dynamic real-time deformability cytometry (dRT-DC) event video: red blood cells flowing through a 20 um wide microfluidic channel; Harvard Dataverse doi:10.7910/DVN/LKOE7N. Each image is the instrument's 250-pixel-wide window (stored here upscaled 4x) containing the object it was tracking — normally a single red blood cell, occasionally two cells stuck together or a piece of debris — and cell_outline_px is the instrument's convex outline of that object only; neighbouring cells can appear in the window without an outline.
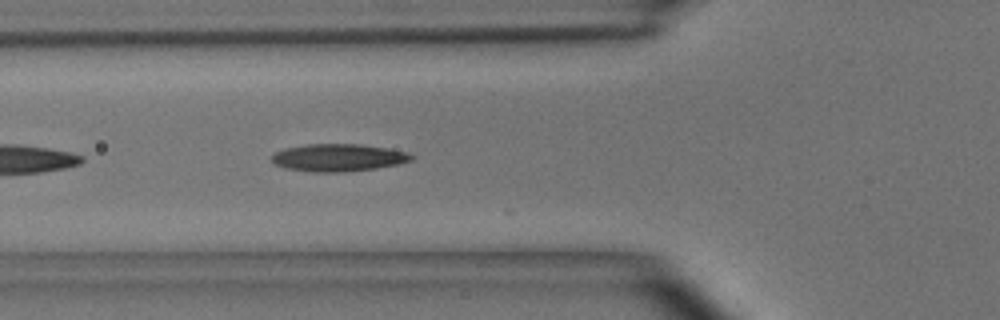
{"species": "common noctule bat (a hibernating species)", "species_latin": "Nyctalus noctula", "temperature_condition": "room temperature", "stored_images_in_passage": 8, "camera_frame_rate_fps": 3000, "um_per_image_px": 0.085, "animal": {"sex": "male", "body_mass_g": 15.6}, "frame": {"image": 1, "passage_image": 5, "time_ms": 1.333, "image_size_px": [1000, 320], "cell_outline_px": [[416, 156], [412, 160], [400, 164], [376, 168], [344, 172], [316, 172], [288, 168], [276, 164], [272, 160], [272, 156], [276, 152], [284, 148], [308, 144], [360, 144], [388, 148], [408, 152]], "centroid_in_image_um": [28.83, 13.39], "position_along_channel_um": 97.0, "area_um2": 22.31}}